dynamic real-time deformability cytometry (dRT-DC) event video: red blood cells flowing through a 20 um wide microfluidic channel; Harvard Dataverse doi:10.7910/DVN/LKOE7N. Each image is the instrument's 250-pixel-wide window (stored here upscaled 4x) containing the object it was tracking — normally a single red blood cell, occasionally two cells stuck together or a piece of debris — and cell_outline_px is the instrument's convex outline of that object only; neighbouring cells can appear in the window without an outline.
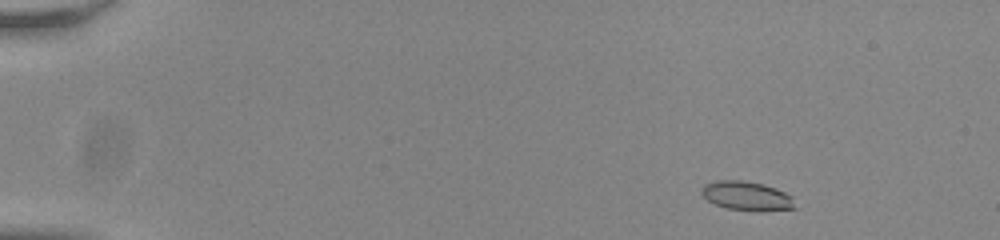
{"species": "common noctule bat (a hibernating species)", "species_latin": "Nyctalus noctula", "temperature_condition": "room temperature", "stored_images_in_passage": 51, "camera_frame_rate_fps": 3000, "um_per_image_px": 0.085, "animal": {"sex": "male", "body_mass_g": 20.0, "forearm_length_mm": 53.3}, "frame": {"image": 1, "passage_image": 3, "time_ms": 0.667, "image_size_px": [1000, 240], "cell_outline_px": [[796, 208], [760, 212], [728, 208], [716, 204], [708, 200], [700, 192], [700, 188], [704, 184], [716, 180], [740, 180], [764, 184], [776, 188], [792, 196]], "centroid_in_image_um": [63.48, 16.65], "position_along_channel_um": 21.5, "area_um2": 15.95}}
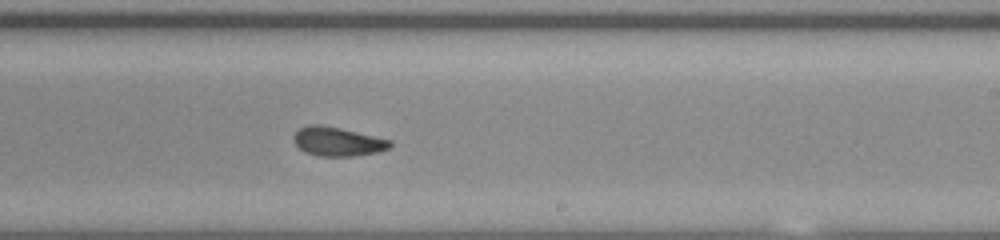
{"frame": {"image": 2, "passage_image": 31, "time_ms": 10.0, "image_size_px": [1000, 240], "cell_outline_px": [[392, 144], [388, 148], [376, 152], [352, 156], [320, 156], [304, 152], [292, 140], [292, 136], [300, 128], [308, 124], [320, 124], [340, 128], [392, 140]], "centroid_in_image_um": [28.66, 12.02], "position_along_channel_um": 260.3, "area_um2": 16.24}}
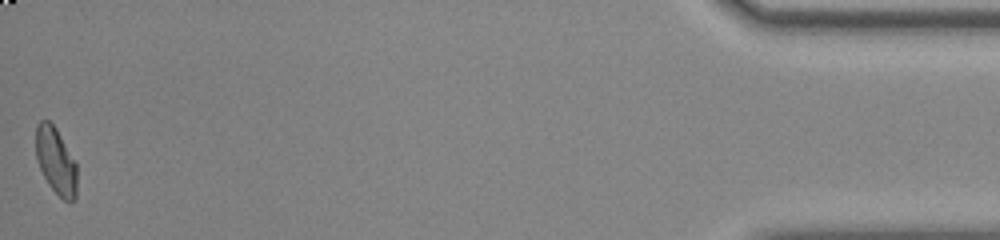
{"frame": {"image": 3, "passage_image": 51, "time_ms": 16.667, "image_size_px": [1000, 240], "cell_outline_px": [[76, 196], [72, 204], [68, 204], [48, 184], [36, 160], [36, 124], [40, 120], [48, 120], [56, 128], [76, 164]], "centroid_in_image_um": [4.74, 13.7], "position_along_channel_um": 430.5, "area_um2": 15.9}, "authors_computed_cell_mechanics": {"area_um2": 16.3574, "velocity_mm_per_s": 3.8078, "shape_relaxation_time_tau1_ms": 7.537, "shape_relaxation_time_tau2_ms": 2.0476, "deformation_change_tau1": 0.1682, "deformation_change_tau2": 0.0813}}